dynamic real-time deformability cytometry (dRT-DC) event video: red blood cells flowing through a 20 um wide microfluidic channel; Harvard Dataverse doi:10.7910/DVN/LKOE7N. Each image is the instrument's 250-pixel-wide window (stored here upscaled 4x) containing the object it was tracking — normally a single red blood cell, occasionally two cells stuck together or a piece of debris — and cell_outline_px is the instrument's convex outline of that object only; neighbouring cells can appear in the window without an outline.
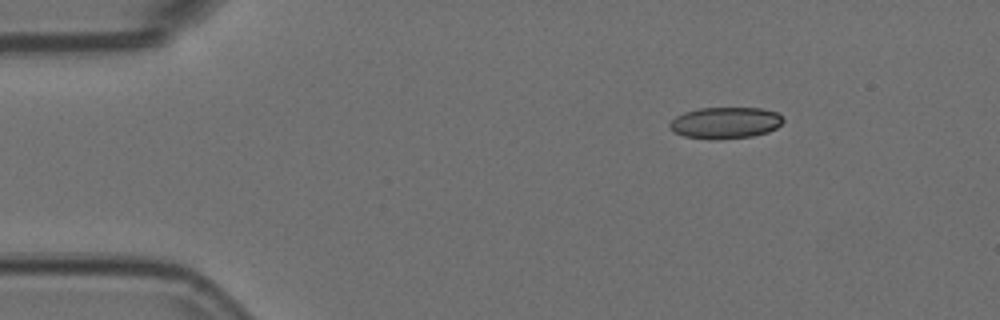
{"species": "Egyptian fruit bat (a non-hibernating species)", "species_latin": "Rousettus aegyptiacus", "temperature_condition": "room temperature", "stored_images_in_passage": 8, "camera_frame_rate_fps": 3000, "um_per_image_px": 0.085, "animal": {"sex": "female"}, "frame": {"image": 1, "passage_image": 1, "time_ms": 0.0, "image_size_px": [1000, 320], "cell_outline_px": [[784, 120], [776, 128], [768, 132], [752, 136], [708, 140], [684, 136], [672, 132], [668, 128], [668, 124], [676, 116], [684, 112], [700, 108], [760, 108], [776, 112], [784, 116]], "centroid_in_image_um": [61.62, 10.44], "position_along_channel_um": 23.4, "area_um2": 20.98}}
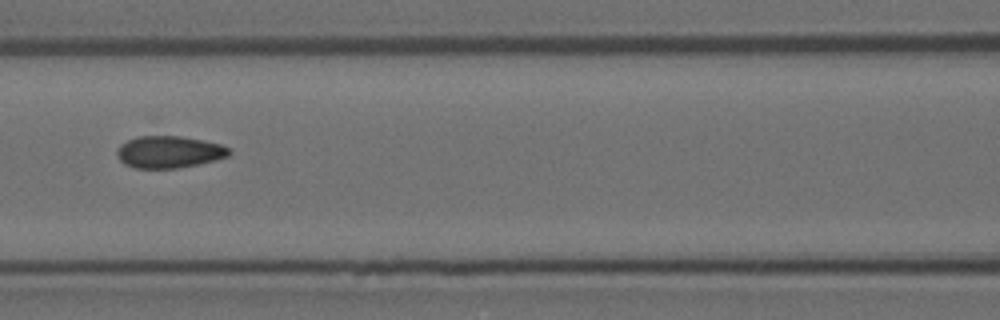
{"frame": {"image": 2, "passage_image": 5, "time_ms": 1.333, "image_size_px": [1000, 320], "cell_outline_px": [[232, 152], [228, 156], [216, 160], [176, 168], [132, 168], [124, 164], [120, 160], [116, 152], [120, 144], [128, 140], [140, 136], [180, 136], [220, 144], [228, 148]], "centroid_in_image_um": [14.34, 12.92], "position_along_channel_um": 152.3, "area_um2": 20.75}}
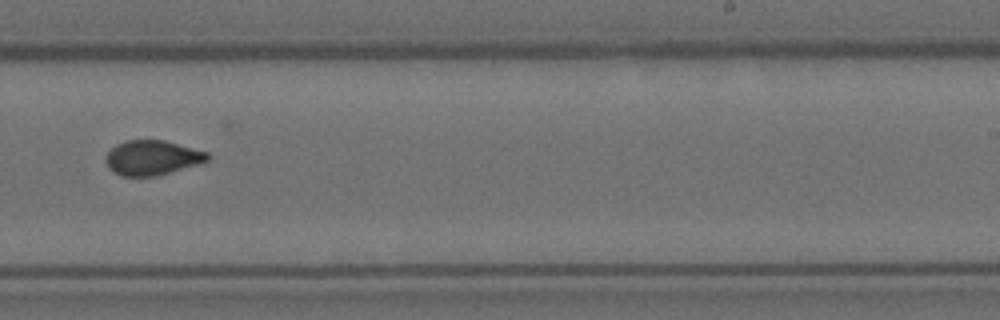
{"frame": {"image": 3, "passage_image": 8, "time_ms": 2.333, "image_size_px": [1000, 320], "cell_outline_px": [[208, 160], [196, 164], [156, 176], [120, 176], [112, 172], [108, 168], [104, 160], [108, 152], [116, 144], [124, 140], [164, 140], [208, 152]], "centroid_in_image_um": [12.87, 13.4], "position_along_channel_um": 276.1, "area_um2": 20.52}}